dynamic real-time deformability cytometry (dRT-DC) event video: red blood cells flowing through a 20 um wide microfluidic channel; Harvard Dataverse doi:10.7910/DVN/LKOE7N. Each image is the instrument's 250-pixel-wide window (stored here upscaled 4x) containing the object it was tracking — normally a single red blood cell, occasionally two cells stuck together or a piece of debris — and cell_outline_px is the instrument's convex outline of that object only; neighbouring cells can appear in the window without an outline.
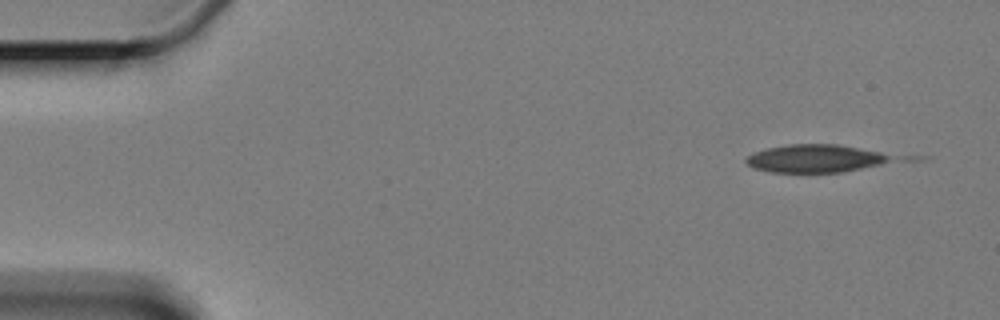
{"species": "Egyptian fruit bat (a non-hibernating species)", "species_latin": "Rousettus aegyptiacus", "temperature_condition": "cold", "stored_images_in_passage": 3, "camera_frame_rate_fps": 3000, "um_per_image_px": 0.085, "animal": {"sex": "female"}, "frame": {"image": 1, "passage_image": 1, "time_ms": 0.0, "image_size_px": [1000, 320], "cell_outline_px": [[888, 160], [880, 164], [840, 172], [772, 172], [756, 168], [748, 164], [744, 160], [752, 152], [768, 148], [788, 144], [836, 144], [880, 152], [888, 156]], "centroid_in_image_um": [69.19, 13.46], "position_along_channel_um": 15.8, "area_um2": 23.0}}
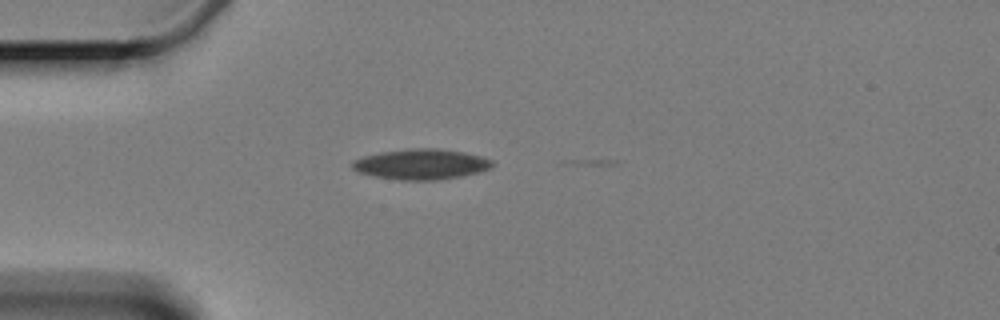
{"frame": {"image": 2, "passage_image": 3, "time_ms": 3.667, "image_size_px": [1000, 320], "cell_outline_px": [[496, 164], [488, 168], [476, 172], [460, 176], [432, 180], [400, 180], [376, 176], [360, 172], [352, 168], [352, 160], [364, 156], [380, 152], [408, 148], [436, 148], [464, 152], [484, 156], [492, 160]], "centroid_in_image_um": [35.8, 13.94], "position_along_channel_um": 49.2, "area_um2": 24.68}}